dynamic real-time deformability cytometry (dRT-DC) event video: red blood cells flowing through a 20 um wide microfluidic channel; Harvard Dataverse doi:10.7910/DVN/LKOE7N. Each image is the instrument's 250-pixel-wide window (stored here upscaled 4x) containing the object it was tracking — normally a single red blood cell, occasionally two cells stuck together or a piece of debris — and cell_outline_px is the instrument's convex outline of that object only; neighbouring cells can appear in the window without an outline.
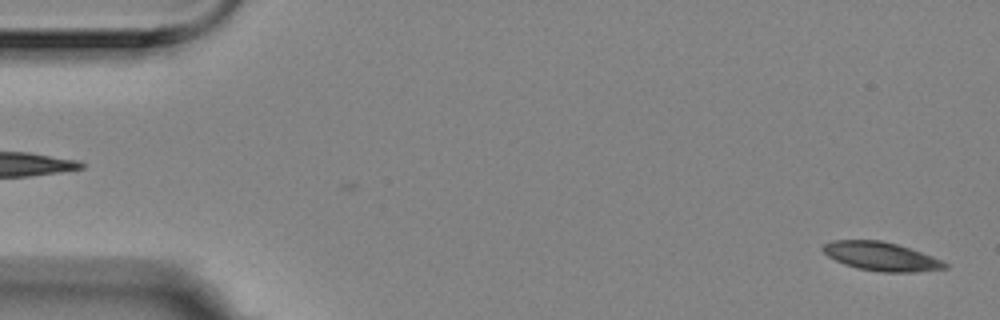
{"species": "Egyptian fruit bat (a non-hibernating species)", "species_latin": "Rousettus aegyptiacus", "temperature_condition": "room temperature", "stored_images_in_passage": 6, "segment_of_instrument_passage": [2, 2], "camera_frame_rate_fps": 3000, "um_per_image_px": 0.085, "animal": {"sex": "female"}, "frame": {"image": 1, "passage_image": 6, "time_ms": 1.667, "image_size_px": [1000, 320], "cell_outline_px": [[948, 268], [916, 272], [880, 272], [856, 268], [844, 264], [828, 256], [820, 248], [824, 244], [832, 240], [880, 240], [896, 244], [932, 256], [948, 264]], "centroid_in_image_um": [74.87, 21.8], "position_along_channel_um": 10.1, "area_um2": 20.29}}